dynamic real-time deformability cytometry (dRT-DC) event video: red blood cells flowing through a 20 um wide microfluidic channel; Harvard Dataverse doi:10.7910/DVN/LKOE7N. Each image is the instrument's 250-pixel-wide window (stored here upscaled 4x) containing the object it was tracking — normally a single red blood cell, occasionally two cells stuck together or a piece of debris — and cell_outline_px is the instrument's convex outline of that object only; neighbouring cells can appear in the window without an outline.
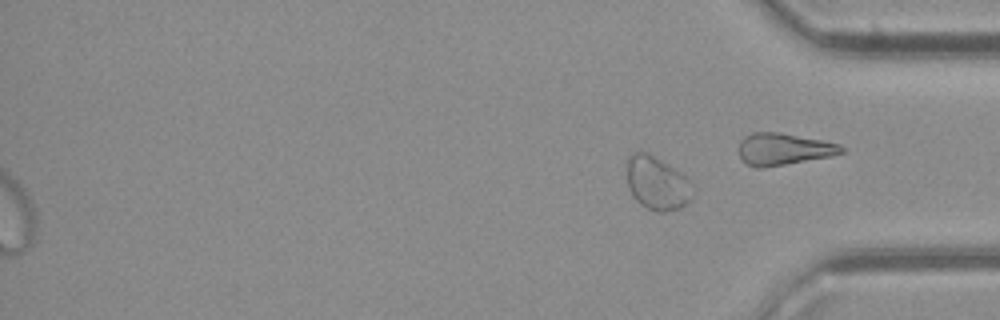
{"species": "common noctule bat (a hibernating species)", "species_latin": "Nyctalus noctula", "temperature_condition": "cold", "stored_images_in_passage": 34, "segment_of_instrument_passage": [2, 2], "camera_frame_rate_fps": 3000, "um_per_image_px": 0.085, "animal": {"sex": "female", "body_mass_g": 21.9}, "frame": {"image": 1, "passage_image": 34, "time_ms": 11.0, "image_size_px": [1000, 320], "cell_outline_px": [[696, 192], [692, 200], [680, 208], [664, 212], [656, 212], [640, 204], [632, 196], [628, 184], [624, 164], [624, 160], [632, 152], [648, 152], [668, 164], [680, 172], [696, 188]], "centroid_in_image_um": [55.84, 15.56], "position_along_channel_um": 379.4, "area_um2": 21.21}}